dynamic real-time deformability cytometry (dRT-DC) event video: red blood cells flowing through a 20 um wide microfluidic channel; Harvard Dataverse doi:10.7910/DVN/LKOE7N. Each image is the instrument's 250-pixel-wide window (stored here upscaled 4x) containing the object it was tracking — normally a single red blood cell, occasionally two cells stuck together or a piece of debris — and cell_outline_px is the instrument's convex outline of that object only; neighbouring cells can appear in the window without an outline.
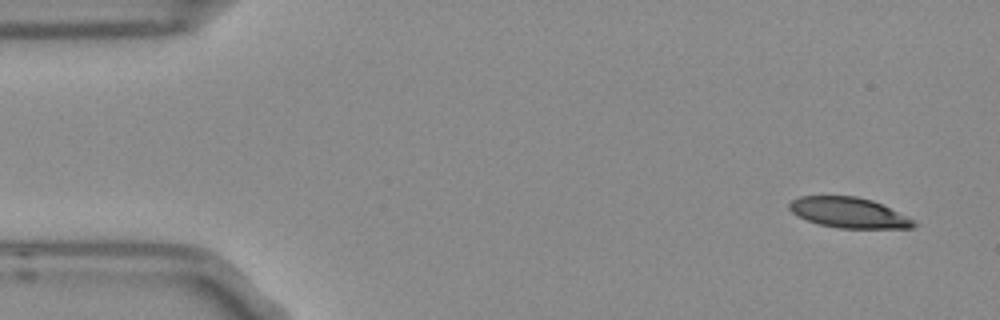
{"species": "Egyptian fruit bat (a non-hibernating species)", "species_latin": "Rousettus aegyptiacus", "temperature_condition": "room temperature", "stored_images_in_passage": 6, "camera_frame_rate_fps": 3000, "um_per_image_px": 0.085, "frame": {"image": 1, "passage_image": 6, "time_ms": 1.667, "image_size_px": [1000, 320], "cell_outline_px": [[920, 224], [912, 228], [840, 228], [820, 224], [796, 216], [788, 208], [788, 204], [792, 200], [800, 196], [856, 196], [872, 200]], "centroid_in_image_um": [72.1, 18.07], "position_along_channel_um": 12.9, "area_um2": 21.73}}